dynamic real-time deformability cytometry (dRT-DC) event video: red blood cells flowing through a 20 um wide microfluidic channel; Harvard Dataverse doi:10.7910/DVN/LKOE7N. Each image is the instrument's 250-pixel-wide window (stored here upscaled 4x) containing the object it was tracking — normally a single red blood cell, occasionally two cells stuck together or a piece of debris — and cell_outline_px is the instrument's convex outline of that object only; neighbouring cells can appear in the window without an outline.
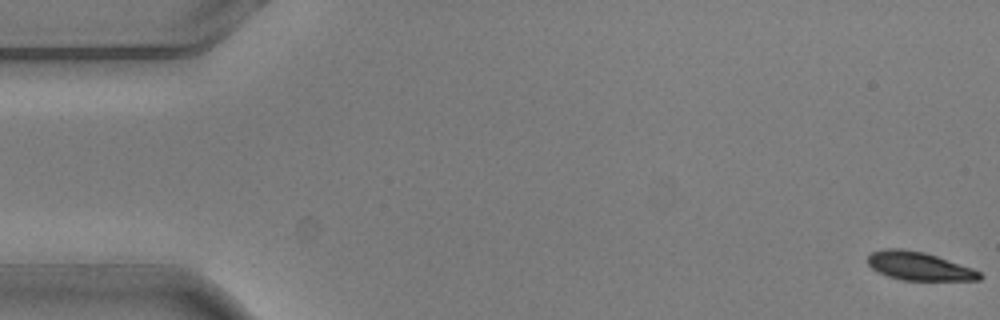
{"species": "common noctule bat (a hibernating species)", "species_latin": "Nyctalus noctula", "temperature_condition": "warm", "stored_images_in_passage": 5, "camera_frame_rate_fps": 3000, "um_per_image_px": 0.085, "animal": {"sex": "male", "body_mass_g": 20.5, "forearm_length_mm": 52.5}, "frame": {"image": 1, "passage_image": 1, "time_ms": 0.0, "image_size_px": [1000, 320], "cell_outline_px": [[984, 276], [980, 280], [900, 280], [888, 276], [872, 268], [868, 264], [868, 256], [872, 252], [884, 248], [900, 248], [924, 252], [972, 268], [980, 272]], "centroid_in_image_um": [78.12, 22.62], "position_along_channel_um": 6.9, "area_um2": 18.38}}
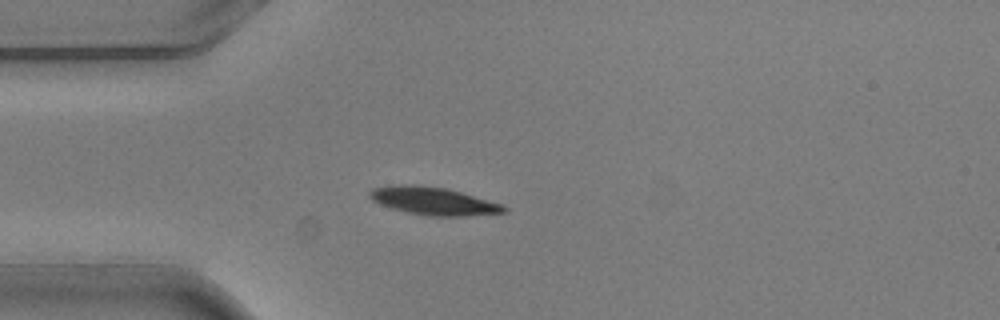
{"frame": {"image": 2, "passage_image": 5, "time_ms": 1.333, "image_size_px": [1000, 320], "cell_outline_px": [[508, 208], [504, 212], [460, 216], [428, 216], [408, 212], [392, 208], [380, 204], [372, 200], [368, 196], [368, 192], [372, 188], [396, 184], [412, 184], [448, 188], [504, 204]], "centroid_in_image_um": [36.82, 17.07], "position_along_channel_um": 48.2, "area_um2": 21.85}}